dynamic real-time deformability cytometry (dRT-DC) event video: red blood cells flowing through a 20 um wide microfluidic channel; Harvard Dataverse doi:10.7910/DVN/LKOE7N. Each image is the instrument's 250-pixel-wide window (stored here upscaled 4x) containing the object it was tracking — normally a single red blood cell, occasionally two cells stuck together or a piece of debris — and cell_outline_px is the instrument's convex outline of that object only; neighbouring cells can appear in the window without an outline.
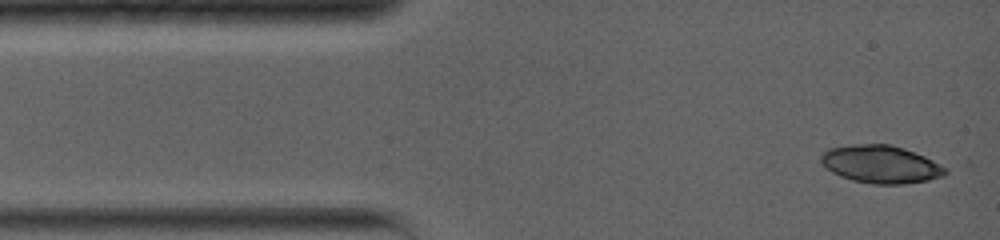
{"species": "common noctule bat (a hibernating species)", "species_latin": "Nyctalus noctula", "temperature_condition": "warm", "stored_images_in_passage": 3, "camera_frame_rate_fps": 5000, "um_per_image_px": 0.085, "animal": {"sex": "female", "body_mass_g": 19.0, "forearm_length_mm": 56.7}, "frame": {"image": 1, "passage_image": 1, "time_ms": 0.0, "image_size_px": [1000, 240], "cell_outline_px": [[948, 172], [944, 176], [928, 180], [904, 184], [872, 184], [852, 180], [840, 176], [832, 172], [820, 160], [820, 156], [828, 148], [852, 144], [892, 144], [904, 148], [924, 156], [932, 160], [944, 168]], "centroid_in_image_um": [74.85, 13.96], "position_along_channel_um": 10.1, "area_um2": 27.28}}